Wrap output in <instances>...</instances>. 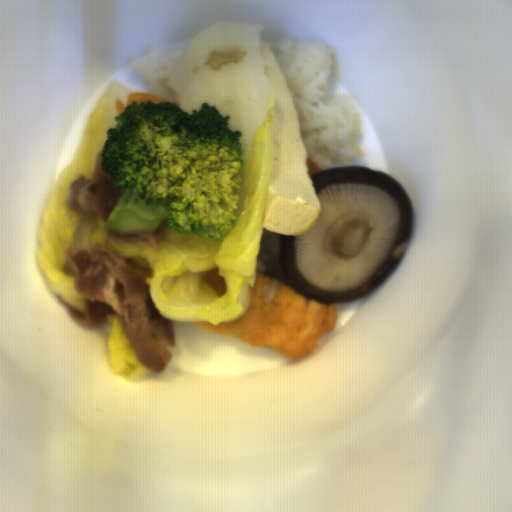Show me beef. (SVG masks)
<instances>
[{"instance_id":"obj_1","label":"beef","mask_w":512,"mask_h":512,"mask_svg":"<svg viewBox=\"0 0 512 512\" xmlns=\"http://www.w3.org/2000/svg\"><path fill=\"white\" fill-rule=\"evenodd\" d=\"M103 148L96 152L92 178L81 174L69 184L65 206L78 214L71 245L63 254L73 272L74 291L85 302L79 312L62 297L70 317L83 327L121 318L123 332L142 366L154 373L165 370L175 345L173 320L156 308L146 283L151 269L104 244H92L98 218L105 223L127 189L115 188L101 168Z\"/></svg>"},{"instance_id":"obj_2","label":"beef","mask_w":512,"mask_h":512,"mask_svg":"<svg viewBox=\"0 0 512 512\" xmlns=\"http://www.w3.org/2000/svg\"><path fill=\"white\" fill-rule=\"evenodd\" d=\"M170 227L166 218L160 223L157 230L146 233H117L107 231L108 241L113 243L135 242L142 247L150 246L155 250H161V240L164 238L167 228Z\"/></svg>"},{"instance_id":"obj_3","label":"beef","mask_w":512,"mask_h":512,"mask_svg":"<svg viewBox=\"0 0 512 512\" xmlns=\"http://www.w3.org/2000/svg\"><path fill=\"white\" fill-rule=\"evenodd\" d=\"M218 273V266L214 267L204 275L202 280L206 286L211 288L220 297L226 295L227 286L225 279L221 275H218Z\"/></svg>"}]
</instances>
